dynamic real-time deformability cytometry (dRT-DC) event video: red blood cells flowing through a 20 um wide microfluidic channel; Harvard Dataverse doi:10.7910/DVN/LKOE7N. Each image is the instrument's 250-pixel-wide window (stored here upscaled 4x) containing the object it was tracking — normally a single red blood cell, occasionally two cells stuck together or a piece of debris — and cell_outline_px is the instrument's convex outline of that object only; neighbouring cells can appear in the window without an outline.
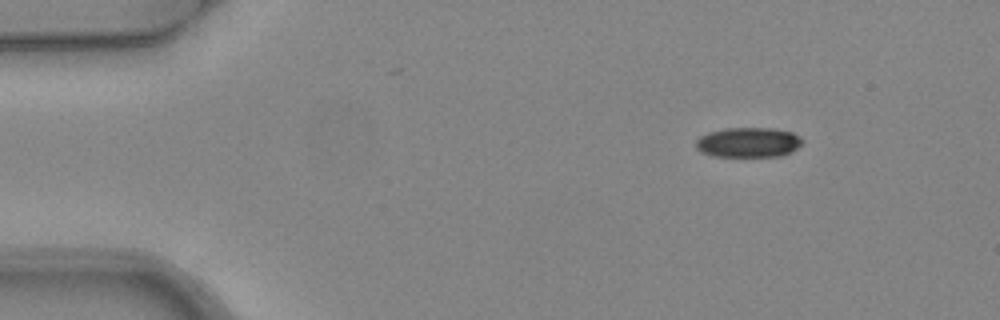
{"species": "common noctule bat (a hibernating species)", "species_latin": "Nyctalus noctula", "temperature_condition": "warm", "stored_images_in_passage": 5, "camera_frame_rate_fps": 3000, "um_per_image_px": 0.085, "animal": {"sex": "female", "body_mass_g": 24.6, "forearm_length_mm": 56.2}, "frame": {"image": 1, "passage_image": 1, "time_ms": 0.0, "image_size_px": [1000, 320], "cell_outline_px": [[804, 140], [796, 148], [780, 156], [712, 156], [700, 152], [696, 148], [696, 140], [700, 136], [708, 132], [724, 128], [772, 128], [792, 132], [800, 136]], "centroid_in_image_um": [63.57, 12.09], "position_along_channel_um": 21.4, "area_um2": 18.55}}
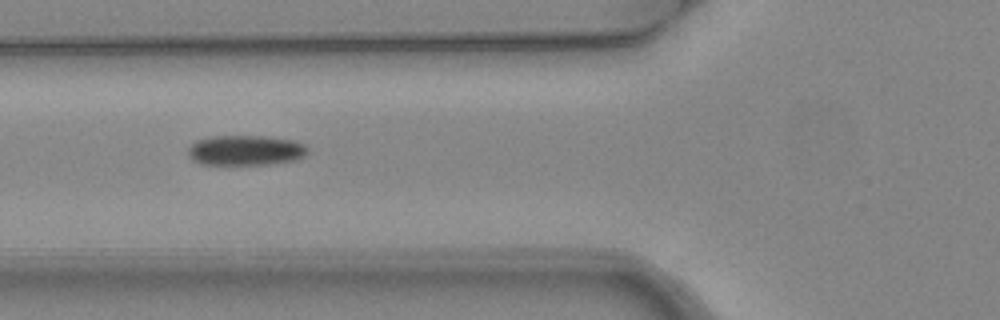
{"frame": {"image": 2, "passage_image": 4, "time_ms": 1.0, "image_size_px": [1000, 320], "cell_outline_px": [[308, 152], [304, 156], [296, 160], [268, 164], [200, 164], [192, 160], [188, 156], [188, 148], [196, 140], [216, 136], [264, 136], [292, 140], [304, 144], [308, 148]], "centroid_in_image_um": [20.87, 12.78], "position_along_channel_um": 104.9, "area_um2": 20.98}}
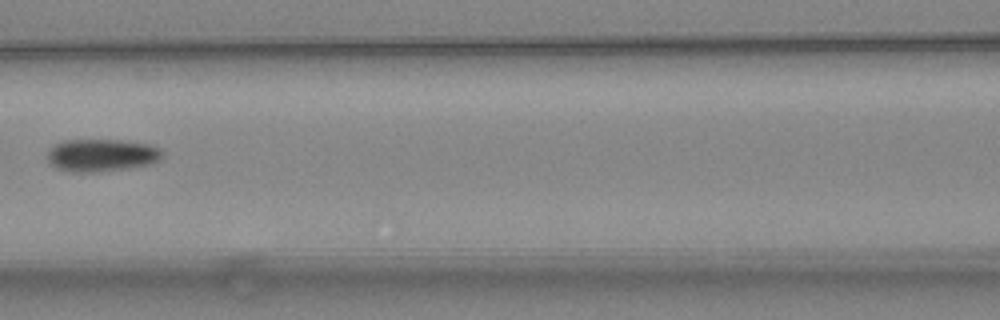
{"frame": {"image": 3, "passage_image": 5, "time_ms": 1.333, "image_size_px": [1000, 320], "cell_outline_px": [[164, 156], [148, 164], [128, 168], [96, 172], [72, 172], [56, 168], [48, 164], [48, 148], [64, 140], [120, 140], [152, 144], [160, 148], [164, 152]], "centroid_in_image_um": [8.62, 13.19], "position_along_channel_um": 158.0, "area_um2": 21.96}}